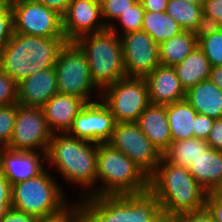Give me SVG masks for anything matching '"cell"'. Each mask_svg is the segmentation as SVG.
Instances as JSON below:
<instances>
[{
	"mask_svg": "<svg viewBox=\"0 0 222 222\" xmlns=\"http://www.w3.org/2000/svg\"><path fill=\"white\" fill-rule=\"evenodd\" d=\"M175 218L176 222H214L206 206L199 210L184 212Z\"/></svg>",
	"mask_w": 222,
	"mask_h": 222,
	"instance_id": "cell-38",
	"label": "cell"
},
{
	"mask_svg": "<svg viewBox=\"0 0 222 222\" xmlns=\"http://www.w3.org/2000/svg\"><path fill=\"white\" fill-rule=\"evenodd\" d=\"M208 148V143L203 139L191 138L173 141L162 153V159L175 166L189 169L191 162L205 154V150Z\"/></svg>",
	"mask_w": 222,
	"mask_h": 222,
	"instance_id": "cell-26",
	"label": "cell"
},
{
	"mask_svg": "<svg viewBox=\"0 0 222 222\" xmlns=\"http://www.w3.org/2000/svg\"><path fill=\"white\" fill-rule=\"evenodd\" d=\"M211 66H222V30L212 33L198 41Z\"/></svg>",
	"mask_w": 222,
	"mask_h": 222,
	"instance_id": "cell-30",
	"label": "cell"
},
{
	"mask_svg": "<svg viewBox=\"0 0 222 222\" xmlns=\"http://www.w3.org/2000/svg\"><path fill=\"white\" fill-rule=\"evenodd\" d=\"M205 206L211 213L214 222H222V198L215 197L208 192Z\"/></svg>",
	"mask_w": 222,
	"mask_h": 222,
	"instance_id": "cell-40",
	"label": "cell"
},
{
	"mask_svg": "<svg viewBox=\"0 0 222 222\" xmlns=\"http://www.w3.org/2000/svg\"><path fill=\"white\" fill-rule=\"evenodd\" d=\"M22 1H29V0H8V4L10 6H12V5H14V4L18 3V2H22Z\"/></svg>",
	"mask_w": 222,
	"mask_h": 222,
	"instance_id": "cell-51",
	"label": "cell"
},
{
	"mask_svg": "<svg viewBox=\"0 0 222 222\" xmlns=\"http://www.w3.org/2000/svg\"><path fill=\"white\" fill-rule=\"evenodd\" d=\"M151 222H176V218L170 216L164 212H161L153 221Z\"/></svg>",
	"mask_w": 222,
	"mask_h": 222,
	"instance_id": "cell-48",
	"label": "cell"
},
{
	"mask_svg": "<svg viewBox=\"0 0 222 222\" xmlns=\"http://www.w3.org/2000/svg\"><path fill=\"white\" fill-rule=\"evenodd\" d=\"M17 103L0 105V147H7L13 133Z\"/></svg>",
	"mask_w": 222,
	"mask_h": 222,
	"instance_id": "cell-31",
	"label": "cell"
},
{
	"mask_svg": "<svg viewBox=\"0 0 222 222\" xmlns=\"http://www.w3.org/2000/svg\"><path fill=\"white\" fill-rule=\"evenodd\" d=\"M0 198H12V185L0 172Z\"/></svg>",
	"mask_w": 222,
	"mask_h": 222,
	"instance_id": "cell-45",
	"label": "cell"
},
{
	"mask_svg": "<svg viewBox=\"0 0 222 222\" xmlns=\"http://www.w3.org/2000/svg\"><path fill=\"white\" fill-rule=\"evenodd\" d=\"M214 118L197 114L195 117V126L193 129V138L207 141L211 128L214 124Z\"/></svg>",
	"mask_w": 222,
	"mask_h": 222,
	"instance_id": "cell-37",
	"label": "cell"
},
{
	"mask_svg": "<svg viewBox=\"0 0 222 222\" xmlns=\"http://www.w3.org/2000/svg\"><path fill=\"white\" fill-rule=\"evenodd\" d=\"M192 177L207 191L211 192L222 179V151L209 147L188 169Z\"/></svg>",
	"mask_w": 222,
	"mask_h": 222,
	"instance_id": "cell-22",
	"label": "cell"
},
{
	"mask_svg": "<svg viewBox=\"0 0 222 222\" xmlns=\"http://www.w3.org/2000/svg\"><path fill=\"white\" fill-rule=\"evenodd\" d=\"M126 77H145L160 63L159 45L144 30L120 36Z\"/></svg>",
	"mask_w": 222,
	"mask_h": 222,
	"instance_id": "cell-13",
	"label": "cell"
},
{
	"mask_svg": "<svg viewBox=\"0 0 222 222\" xmlns=\"http://www.w3.org/2000/svg\"><path fill=\"white\" fill-rule=\"evenodd\" d=\"M18 103V84L0 69V105Z\"/></svg>",
	"mask_w": 222,
	"mask_h": 222,
	"instance_id": "cell-34",
	"label": "cell"
},
{
	"mask_svg": "<svg viewBox=\"0 0 222 222\" xmlns=\"http://www.w3.org/2000/svg\"><path fill=\"white\" fill-rule=\"evenodd\" d=\"M152 145L163 153L172 142L166 105L150 104L136 122Z\"/></svg>",
	"mask_w": 222,
	"mask_h": 222,
	"instance_id": "cell-20",
	"label": "cell"
},
{
	"mask_svg": "<svg viewBox=\"0 0 222 222\" xmlns=\"http://www.w3.org/2000/svg\"><path fill=\"white\" fill-rule=\"evenodd\" d=\"M198 41L193 31L184 30L159 45L160 63L174 67L181 63L196 47Z\"/></svg>",
	"mask_w": 222,
	"mask_h": 222,
	"instance_id": "cell-25",
	"label": "cell"
},
{
	"mask_svg": "<svg viewBox=\"0 0 222 222\" xmlns=\"http://www.w3.org/2000/svg\"><path fill=\"white\" fill-rule=\"evenodd\" d=\"M58 93L81 98L85 103L92 101V93L100 98L101 91L91 80L90 69L85 54L75 42H66L55 63ZM95 89V90H94Z\"/></svg>",
	"mask_w": 222,
	"mask_h": 222,
	"instance_id": "cell-8",
	"label": "cell"
},
{
	"mask_svg": "<svg viewBox=\"0 0 222 222\" xmlns=\"http://www.w3.org/2000/svg\"><path fill=\"white\" fill-rule=\"evenodd\" d=\"M38 222H82L80 201L77 204H68L61 212L41 218Z\"/></svg>",
	"mask_w": 222,
	"mask_h": 222,
	"instance_id": "cell-35",
	"label": "cell"
},
{
	"mask_svg": "<svg viewBox=\"0 0 222 222\" xmlns=\"http://www.w3.org/2000/svg\"><path fill=\"white\" fill-rule=\"evenodd\" d=\"M14 33L45 38H65L62 16L35 1H22L11 6Z\"/></svg>",
	"mask_w": 222,
	"mask_h": 222,
	"instance_id": "cell-12",
	"label": "cell"
},
{
	"mask_svg": "<svg viewBox=\"0 0 222 222\" xmlns=\"http://www.w3.org/2000/svg\"><path fill=\"white\" fill-rule=\"evenodd\" d=\"M52 134L41 108L17 103L15 125L7 147L12 150L34 152L41 149L40 153L46 155Z\"/></svg>",
	"mask_w": 222,
	"mask_h": 222,
	"instance_id": "cell-11",
	"label": "cell"
},
{
	"mask_svg": "<svg viewBox=\"0 0 222 222\" xmlns=\"http://www.w3.org/2000/svg\"><path fill=\"white\" fill-rule=\"evenodd\" d=\"M49 9L56 11L59 15L63 16L69 6L71 0H35Z\"/></svg>",
	"mask_w": 222,
	"mask_h": 222,
	"instance_id": "cell-43",
	"label": "cell"
},
{
	"mask_svg": "<svg viewBox=\"0 0 222 222\" xmlns=\"http://www.w3.org/2000/svg\"><path fill=\"white\" fill-rule=\"evenodd\" d=\"M149 191L159 202L161 212L173 217L203 208L208 193L188 169L163 159L149 177Z\"/></svg>",
	"mask_w": 222,
	"mask_h": 222,
	"instance_id": "cell-1",
	"label": "cell"
},
{
	"mask_svg": "<svg viewBox=\"0 0 222 222\" xmlns=\"http://www.w3.org/2000/svg\"><path fill=\"white\" fill-rule=\"evenodd\" d=\"M82 222H151L161 207L150 192L79 198Z\"/></svg>",
	"mask_w": 222,
	"mask_h": 222,
	"instance_id": "cell-4",
	"label": "cell"
},
{
	"mask_svg": "<svg viewBox=\"0 0 222 222\" xmlns=\"http://www.w3.org/2000/svg\"><path fill=\"white\" fill-rule=\"evenodd\" d=\"M144 79L148 87L150 104L167 105L185 99L186 90L172 66L159 65Z\"/></svg>",
	"mask_w": 222,
	"mask_h": 222,
	"instance_id": "cell-17",
	"label": "cell"
},
{
	"mask_svg": "<svg viewBox=\"0 0 222 222\" xmlns=\"http://www.w3.org/2000/svg\"><path fill=\"white\" fill-rule=\"evenodd\" d=\"M209 79L222 91V66H213Z\"/></svg>",
	"mask_w": 222,
	"mask_h": 222,
	"instance_id": "cell-46",
	"label": "cell"
},
{
	"mask_svg": "<svg viewBox=\"0 0 222 222\" xmlns=\"http://www.w3.org/2000/svg\"><path fill=\"white\" fill-rule=\"evenodd\" d=\"M38 220L39 219L33 215L11 207L0 222H38Z\"/></svg>",
	"mask_w": 222,
	"mask_h": 222,
	"instance_id": "cell-41",
	"label": "cell"
},
{
	"mask_svg": "<svg viewBox=\"0 0 222 222\" xmlns=\"http://www.w3.org/2000/svg\"><path fill=\"white\" fill-rule=\"evenodd\" d=\"M97 146L67 133H53L46 153V161L56 167L65 180L83 187L82 198L90 197V190L86 188L92 189L97 182Z\"/></svg>",
	"mask_w": 222,
	"mask_h": 222,
	"instance_id": "cell-3",
	"label": "cell"
},
{
	"mask_svg": "<svg viewBox=\"0 0 222 222\" xmlns=\"http://www.w3.org/2000/svg\"><path fill=\"white\" fill-rule=\"evenodd\" d=\"M144 8L140 0L132 5L129 10L123 13L117 20L122 27V33L119 34L120 29H116L117 25L113 24L109 28L112 32L116 33L119 37L129 32L142 30Z\"/></svg>",
	"mask_w": 222,
	"mask_h": 222,
	"instance_id": "cell-29",
	"label": "cell"
},
{
	"mask_svg": "<svg viewBox=\"0 0 222 222\" xmlns=\"http://www.w3.org/2000/svg\"><path fill=\"white\" fill-rule=\"evenodd\" d=\"M52 176L45 168L39 175L12 185V208L38 219L61 212L68 201Z\"/></svg>",
	"mask_w": 222,
	"mask_h": 222,
	"instance_id": "cell-7",
	"label": "cell"
},
{
	"mask_svg": "<svg viewBox=\"0 0 222 222\" xmlns=\"http://www.w3.org/2000/svg\"><path fill=\"white\" fill-rule=\"evenodd\" d=\"M166 114L172 142L193 138L197 112L186 99L167 104Z\"/></svg>",
	"mask_w": 222,
	"mask_h": 222,
	"instance_id": "cell-23",
	"label": "cell"
},
{
	"mask_svg": "<svg viewBox=\"0 0 222 222\" xmlns=\"http://www.w3.org/2000/svg\"><path fill=\"white\" fill-rule=\"evenodd\" d=\"M12 198H0V220L12 207Z\"/></svg>",
	"mask_w": 222,
	"mask_h": 222,
	"instance_id": "cell-47",
	"label": "cell"
},
{
	"mask_svg": "<svg viewBox=\"0 0 222 222\" xmlns=\"http://www.w3.org/2000/svg\"><path fill=\"white\" fill-rule=\"evenodd\" d=\"M14 33L13 10L9 4H0V53Z\"/></svg>",
	"mask_w": 222,
	"mask_h": 222,
	"instance_id": "cell-33",
	"label": "cell"
},
{
	"mask_svg": "<svg viewBox=\"0 0 222 222\" xmlns=\"http://www.w3.org/2000/svg\"><path fill=\"white\" fill-rule=\"evenodd\" d=\"M0 4H8V0H0Z\"/></svg>",
	"mask_w": 222,
	"mask_h": 222,
	"instance_id": "cell-52",
	"label": "cell"
},
{
	"mask_svg": "<svg viewBox=\"0 0 222 222\" xmlns=\"http://www.w3.org/2000/svg\"><path fill=\"white\" fill-rule=\"evenodd\" d=\"M108 144L129 157L148 177L162 159V153L152 145L136 122L116 123Z\"/></svg>",
	"mask_w": 222,
	"mask_h": 222,
	"instance_id": "cell-10",
	"label": "cell"
},
{
	"mask_svg": "<svg viewBox=\"0 0 222 222\" xmlns=\"http://www.w3.org/2000/svg\"><path fill=\"white\" fill-rule=\"evenodd\" d=\"M222 30V24L218 22L212 16L202 13L200 20L197 23L196 28L193 30V34L197 41L201 38L211 35L214 32Z\"/></svg>",
	"mask_w": 222,
	"mask_h": 222,
	"instance_id": "cell-36",
	"label": "cell"
},
{
	"mask_svg": "<svg viewBox=\"0 0 222 222\" xmlns=\"http://www.w3.org/2000/svg\"><path fill=\"white\" fill-rule=\"evenodd\" d=\"M138 0H102L101 10L102 18L107 28H110L117 19L129 8L134 5ZM107 19V21H106ZM110 21V22H109ZM112 21V23H111Z\"/></svg>",
	"mask_w": 222,
	"mask_h": 222,
	"instance_id": "cell-32",
	"label": "cell"
},
{
	"mask_svg": "<svg viewBox=\"0 0 222 222\" xmlns=\"http://www.w3.org/2000/svg\"><path fill=\"white\" fill-rule=\"evenodd\" d=\"M206 142L209 147L214 150L222 151V117L214 120V124Z\"/></svg>",
	"mask_w": 222,
	"mask_h": 222,
	"instance_id": "cell-39",
	"label": "cell"
},
{
	"mask_svg": "<svg viewBox=\"0 0 222 222\" xmlns=\"http://www.w3.org/2000/svg\"><path fill=\"white\" fill-rule=\"evenodd\" d=\"M185 90L209 79L212 69L205 53L197 46L181 63L174 66Z\"/></svg>",
	"mask_w": 222,
	"mask_h": 222,
	"instance_id": "cell-24",
	"label": "cell"
},
{
	"mask_svg": "<svg viewBox=\"0 0 222 222\" xmlns=\"http://www.w3.org/2000/svg\"><path fill=\"white\" fill-rule=\"evenodd\" d=\"M189 3H192V4H197V5H203L204 3V0H185Z\"/></svg>",
	"mask_w": 222,
	"mask_h": 222,
	"instance_id": "cell-50",
	"label": "cell"
},
{
	"mask_svg": "<svg viewBox=\"0 0 222 222\" xmlns=\"http://www.w3.org/2000/svg\"><path fill=\"white\" fill-rule=\"evenodd\" d=\"M211 193L218 198H222V179L219 181V183L214 187V189L211 191Z\"/></svg>",
	"mask_w": 222,
	"mask_h": 222,
	"instance_id": "cell-49",
	"label": "cell"
},
{
	"mask_svg": "<svg viewBox=\"0 0 222 222\" xmlns=\"http://www.w3.org/2000/svg\"><path fill=\"white\" fill-rule=\"evenodd\" d=\"M203 13L212 16L222 24V0H204Z\"/></svg>",
	"mask_w": 222,
	"mask_h": 222,
	"instance_id": "cell-42",
	"label": "cell"
},
{
	"mask_svg": "<svg viewBox=\"0 0 222 222\" xmlns=\"http://www.w3.org/2000/svg\"><path fill=\"white\" fill-rule=\"evenodd\" d=\"M142 30L147 32L158 45L184 31L166 12L152 11L144 12Z\"/></svg>",
	"mask_w": 222,
	"mask_h": 222,
	"instance_id": "cell-27",
	"label": "cell"
},
{
	"mask_svg": "<svg viewBox=\"0 0 222 222\" xmlns=\"http://www.w3.org/2000/svg\"><path fill=\"white\" fill-rule=\"evenodd\" d=\"M185 99L197 114L222 117V91L210 79L187 89Z\"/></svg>",
	"mask_w": 222,
	"mask_h": 222,
	"instance_id": "cell-21",
	"label": "cell"
},
{
	"mask_svg": "<svg viewBox=\"0 0 222 222\" xmlns=\"http://www.w3.org/2000/svg\"><path fill=\"white\" fill-rule=\"evenodd\" d=\"M62 29L67 42H75L84 35L108 29L102 18L101 2L71 0L62 16Z\"/></svg>",
	"mask_w": 222,
	"mask_h": 222,
	"instance_id": "cell-15",
	"label": "cell"
},
{
	"mask_svg": "<svg viewBox=\"0 0 222 222\" xmlns=\"http://www.w3.org/2000/svg\"><path fill=\"white\" fill-rule=\"evenodd\" d=\"M39 151H21L0 147V172L11 185L39 175L45 169L46 161V155H40Z\"/></svg>",
	"mask_w": 222,
	"mask_h": 222,
	"instance_id": "cell-16",
	"label": "cell"
},
{
	"mask_svg": "<svg viewBox=\"0 0 222 222\" xmlns=\"http://www.w3.org/2000/svg\"><path fill=\"white\" fill-rule=\"evenodd\" d=\"M100 100L108 107L116 123L137 122L150 105L144 77H124L104 88Z\"/></svg>",
	"mask_w": 222,
	"mask_h": 222,
	"instance_id": "cell-9",
	"label": "cell"
},
{
	"mask_svg": "<svg viewBox=\"0 0 222 222\" xmlns=\"http://www.w3.org/2000/svg\"><path fill=\"white\" fill-rule=\"evenodd\" d=\"M165 12L184 30L193 31L203 13V5L192 4L185 0H169Z\"/></svg>",
	"mask_w": 222,
	"mask_h": 222,
	"instance_id": "cell-28",
	"label": "cell"
},
{
	"mask_svg": "<svg viewBox=\"0 0 222 222\" xmlns=\"http://www.w3.org/2000/svg\"><path fill=\"white\" fill-rule=\"evenodd\" d=\"M85 104L79 97L57 93L41 109L52 133H67Z\"/></svg>",
	"mask_w": 222,
	"mask_h": 222,
	"instance_id": "cell-19",
	"label": "cell"
},
{
	"mask_svg": "<svg viewBox=\"0 0 222 222\" xmlns=\"http://www.w3.org/2000/svg\"><path fill=\"white\" fill-rule=\"evenodd\" d=\"M90 196H117L149 191V177L124 153L108 143L97 146V181Z\"/></svg>",
	"mask_w": 222,
	"mask_h": 222,
	"instance_id": "cell-5",
	"label": "cell"
},
{
	"mask_svg": "<svg viewBox=\"0 0 222 222\" xmlns=\"http://www.w3.org/2000/svg\"><path fill=\"white\" fill-rule=\"evenodd\" d=\"M115 125L114 116L99 98L81 108L67 134L97 144L108 143Z\"/></svg>",
	"mask_w": 222,
	"mask_h": 222,
	"instance_id": "cell-14",
	"label": "cell"
},
{
	"mask_svg": "<svg viewBox=\"0 0 222 222\" xmlns=\"http://www.w3.org/2000/svg\"><path fill=\"white\" fill-rule=\"evenodd\" d=\"M75 43L85 54L91 80L100 91L126 77L121 39L109 28L84 35Z\"/></svg>",
	"mask_w": 222,
	"mask_h": 222,
	"instance_id": "cell-6",
	"label": "cell"
},
{
	"mask_svg": "<svg viewBox=\"0 0 222 222\" xmlns=\"http://www.w3.org/2000/svg\"><path fill=\"white\" fill-rule=\"evenodd\" d=\"M169 0H140L145 11L165 12Z\"/></svg>",
	"mask_w": 222,
	"mask_h": 222,
	"instance_id": "cell-44",
	"label": "cell"
},
{
	"mask_svg": "<svg viewBox=\"0 0 222 222\" xmlns=\"http://www.w3.org/2000/svg\"><path fill=\"white\" fill-rule=\"evenodd\" d=\"M58 93L55 67L38 71L18 83V104L42 108Z\"/></svg>",
	"mask_w": 222,
	"mask_h": 222,
	"instance_id": "cell-18",
	"label": "cell"
},
{
	"mask_svg": "<svg viewBox=\"0 0 222 222\" xmlns=\"http://www.w3.org/2000/svg\"><path fill=\"white\" fill-rule=\"evenodd\" d=\"M65 38L13 33L0 53V69L17 84L34 73L55 67Z\"/></svg>",
	"mask_w": 222,
	"mask_h": 222,
	"instance_id": "cell-2",
	"label": "cell"
}]
</instances>
